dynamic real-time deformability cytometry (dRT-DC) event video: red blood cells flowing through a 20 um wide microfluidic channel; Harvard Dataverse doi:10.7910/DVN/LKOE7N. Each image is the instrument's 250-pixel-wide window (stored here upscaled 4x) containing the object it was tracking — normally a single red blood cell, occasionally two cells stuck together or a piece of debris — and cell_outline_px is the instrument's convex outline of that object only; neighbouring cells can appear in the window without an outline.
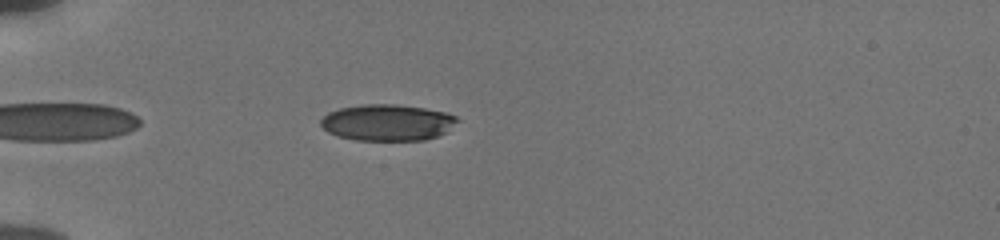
{"species": "human", "species_latin": "Homo sapiens", "temperature_condition": "cold", "stored_images_in_passage": 41, "camera_frame_rate_fps": 3000, "um_per_image_px": 0.085, "donor": {"sex": "male"}, "frame": {"image": 1, "passage_image": 4, "time_ms": 1.0, "image_size_px": [1000, 240], "cell_outline_px": [[460, 120], [448, 132], [424, 140], [356, 140], [336, 136], [328, 132], [320, 124], [320, 120], [328, 112], [340, 108], [364, 104], [396, 104], [424, 108], [444, 112], [456, 116]], "centroid_in_image_um": [32.94, 10.41], "position_along_channel_um": 52.1, "area_um2": 29.07}}
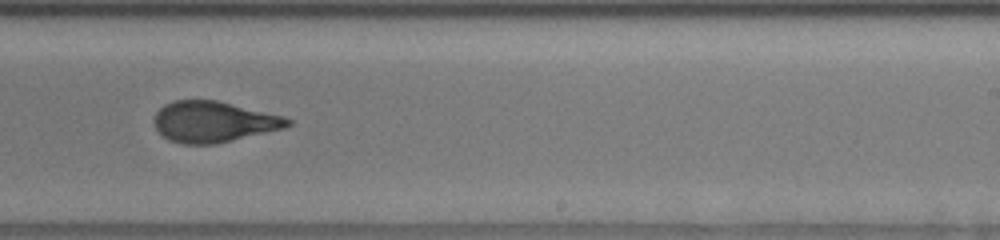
{"frame": {"image": 2, "passage_image": 23, "time_ms": 7.333, "image_size_px": [1000, 240], "cell_outline_px": [[292, 124], [284, 128], [216, 144], [184, 144], [168, 140], [156, 128], [156, 112], [164, 104], [172, 100], [216, 100], [284, 116], [292, 120]], "centroid_in_image_um": [18.17, 10.35], "position_along_channel_um": 270.8, "area_um2": 31.62}}
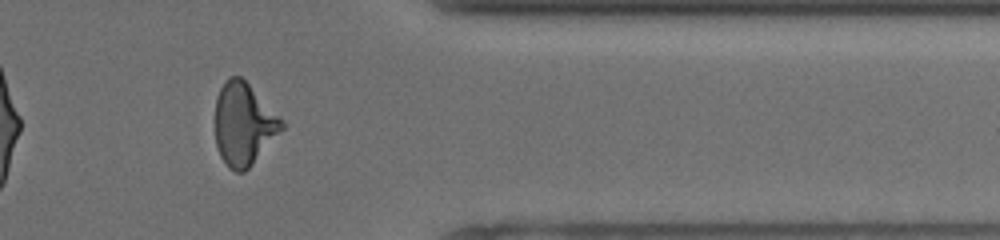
{"frame": {"image": 3, "passage_image": 33, "time_ms": 10.667, "image_size_px": [1000, 240], "cell_outline_px": [[284, 128], [252, 164], [244, 172], [236, 172], [228, 168], [220, 156], [216, 144], [216, 96], [224, 80], [228, 76], [240, 76], [284, 120]], "centroid_in_image_um": [20.7, 10.55], "position_along_channel_um": 390.7, "area_um2": 31.85}, "authors_computed_cell_mechanics": {"area_um2": 31.9056, "velocity_mm_per_s": 3.8639, "shape_relaxation_time_tau1_ms": 4.8141, "shape_relaxation_time_tau2_ms": 0.9019, "deformation_change_tau1": 0.1731, "deformation_change_tau2": 0.065}}